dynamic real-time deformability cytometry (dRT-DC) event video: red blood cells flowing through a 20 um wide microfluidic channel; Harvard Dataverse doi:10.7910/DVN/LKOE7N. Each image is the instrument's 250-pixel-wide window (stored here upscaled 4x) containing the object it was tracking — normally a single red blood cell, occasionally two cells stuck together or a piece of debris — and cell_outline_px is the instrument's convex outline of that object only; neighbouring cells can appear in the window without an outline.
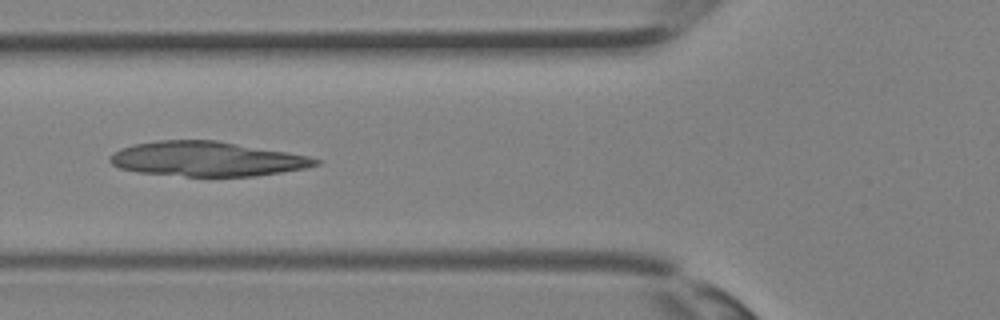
{"species": "Egyptian fruit bat (a non-hibernating species)", "species_latin": "Rousettus aegyptiacus", "temperature_condition": "room temperature", "stored_images_in_passage": 20, "camera_frame_rate_fps": 3000, "um_per_image_px": 0.085, "animal": {"sex": "female"}, "frame": {"image": 1, "passage_image": 12, "time_ms": 3.667, "image_size_px": [1000, 320], "cell_outline_px": [[320, 164], [304, 168], [256, 176], [184, 176], [136, 172], [120, 168], [112, 164], [108, 160], [108, 156], [120, 148], [136, 144], [156, 140], [216, 140], [288, 152], [308, 156], [320, 160]], "centroid_in_image_um": [17.55, 13.51], "position_along_channel_um": 108.2, "area_um2": 41.5}}